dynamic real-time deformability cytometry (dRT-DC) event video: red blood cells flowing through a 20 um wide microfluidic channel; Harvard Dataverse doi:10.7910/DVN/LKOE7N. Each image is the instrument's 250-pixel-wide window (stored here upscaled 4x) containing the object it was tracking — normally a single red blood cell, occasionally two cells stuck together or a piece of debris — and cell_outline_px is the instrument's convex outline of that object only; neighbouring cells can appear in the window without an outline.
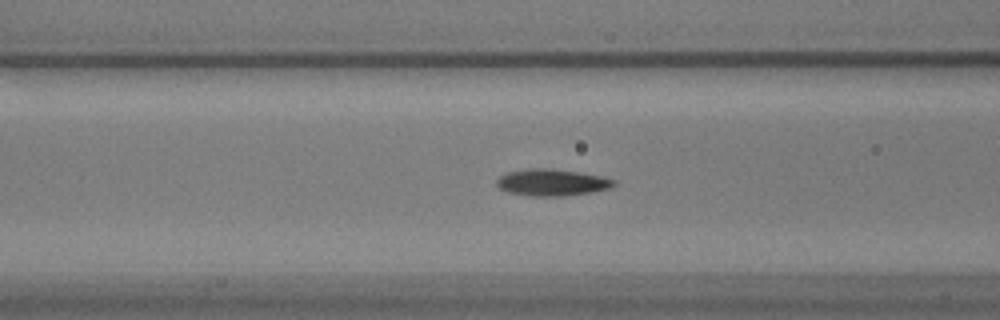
{"species": "common noctule bat (a hibernating species)", "species_latin": "Nyctalus noctula", "temperature_condition": "warm", "stored_images_in_passage": 41, "camera_frame_rate_fps": 3000, "um_per_image_px": 0.085, "animal": {"sex": "male", "body_mass_g": 17.9}, "frame": {"image": 1, "passage_image": 6, "time_ms": 1.667, "image_size_px": [1000, 320], "cell_outline_px": [[616, 184], [608, 188], [588, 192], [560, 196], [532, 196], [508, 192], [500, 188], [496, 184], [496, 180], [500, 176], [508, 172], [528, 168], [552, 168], [580, 172], [604, 176], [616, 180]], "centroid_in_image_um": [46.91, 15.49], "position_along_channel_um": 119.7, "area_um2": 18.21}}
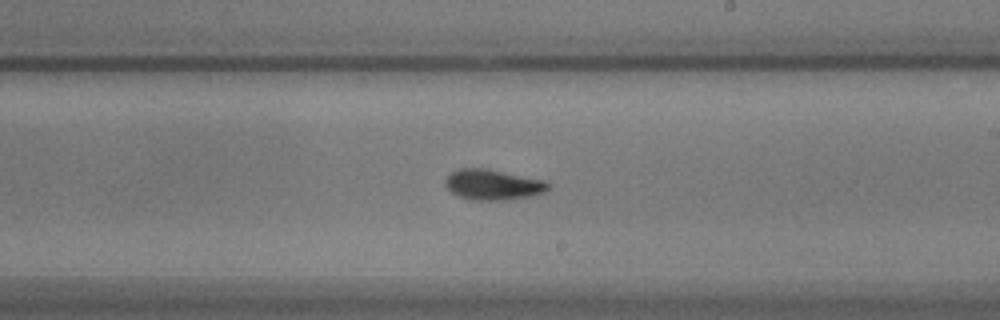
{"frame": {"image": 2, "passage_image": 17, "time_ms": 5.333, "image_size_px": [1000, 320], "cell_outline_px": [[552, 184], [544, 192], [528, 196], [508, 200], [472, 200], [460, 196], [452, 192], [444, 184], [444, 180], [452, 172], [460, 168], [484, 168], [544, 180]], "centroid_in_image_um": [41.89, 15.7], "position_along_channel_um": 247.1, "area_um2": 18.09}}
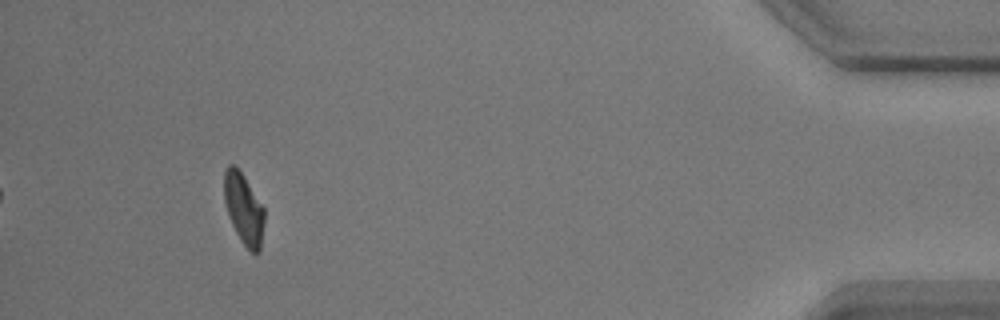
{"frame": {"image": 3, "passage_image": 37, "time_ms": 12.0, "image_size_px": [1000, 320], "cell_outline_px": [[264, 220], [260, 252], [256, 256], [240, 240], [232, 224], [224, 204], [224, 172], [228, 164], [236, 164], [244, 176], [264, 208]], "centroid_in_image_um": [20.71, 17.73], "position_along_channel_um": 414.5, "area_um2": 16.7}, "authors_computed_cell_mechanics": {"area_um2": 17.6868, "velocity_mm_per_s": 3.4785, "shape_relaxation_time_tau1_ms": 3.1331, "shape_relaxation_time_tau2_ms": 2.0655, "deformation_change_tau1": 0.1571, "deformation_change_tau2": 0.0532}}